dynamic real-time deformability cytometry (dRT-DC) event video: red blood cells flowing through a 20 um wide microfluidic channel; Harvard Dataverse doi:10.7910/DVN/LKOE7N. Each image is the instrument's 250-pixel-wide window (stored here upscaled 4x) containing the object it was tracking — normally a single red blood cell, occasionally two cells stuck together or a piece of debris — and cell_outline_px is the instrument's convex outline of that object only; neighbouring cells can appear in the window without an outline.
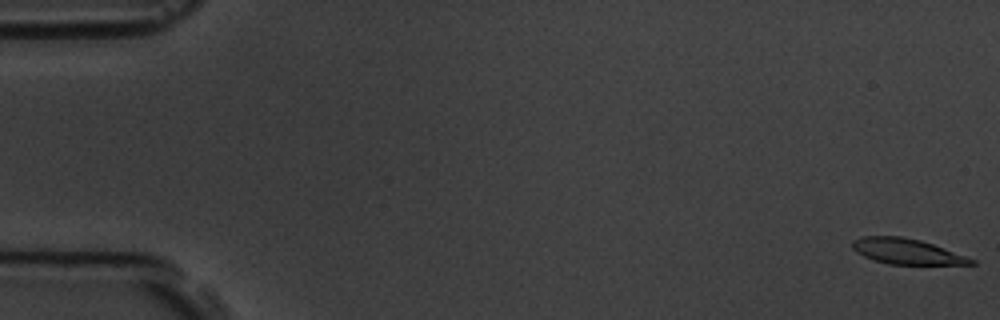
{"species": "common noctule bat (a hibernating species)", "species_latin": "Nyctalus noctula", "temperature_condition": "room temperature", "stored_images_in_passage": 5, "camera_frame_rate_fps": 3000, "um_per_image_px": 0.085, "animal": {"sex": "male", "body_mass_g": 19.5, "forearm_length_mm": 54.6}, "frame": {"image": 1, "passage_image": 1, "time_ms": 0.0, "image_size_px": [1000, 320], "cell_outline_px": [[976, 264], [888, 264], [872, 260], [856, 252], [852, 248], [852, 240], [864, 236], [900, 236], [920, 240], [944, 248], [976, 260]], "centroid_in_image_um": [77.03, 21.37], "position_along_channel_um": 8.0, "area_um2": 17.51}}
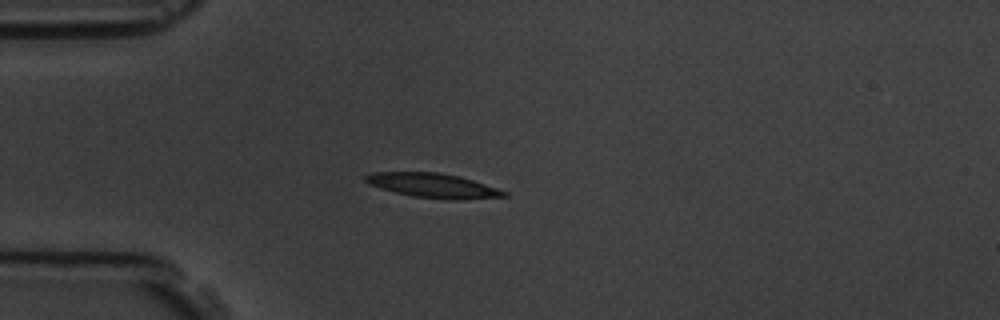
{"frame": {"image": 2, "passage_image": 5, "time_ms": 4.667, "image_size_px": [1000, 320], "cell_outline_px": [[508, 196], [460, 200], [452, 200], [412, 196], [380, 188], [368, 184], [364, 180], [364, 176], [372, 172], [436, 172], [460, 176], [508, 192]], "centroid_in_image_um": [36.8, 15.77], "position_along_channel_um": 48.2, "area_um2": 19.65}}